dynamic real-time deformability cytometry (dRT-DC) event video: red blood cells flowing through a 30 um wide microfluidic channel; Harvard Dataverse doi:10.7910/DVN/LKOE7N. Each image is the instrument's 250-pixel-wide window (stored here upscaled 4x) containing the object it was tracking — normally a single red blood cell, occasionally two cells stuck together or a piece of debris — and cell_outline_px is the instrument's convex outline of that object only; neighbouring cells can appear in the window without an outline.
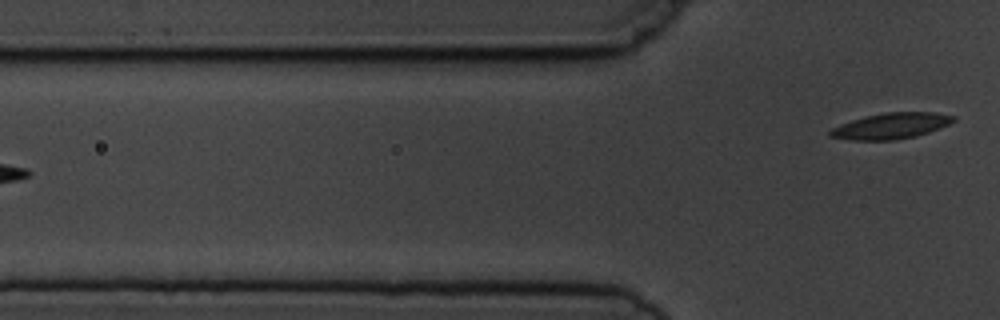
{"species": "common noctule bat (a hibernating species)", "species_latin": "Nyctalus noctula", "temperature_condition": "cold", "stored_images_in_passage": 6, "camera_frame_rate_fps": 3000, "um_per_image_px": 0.085, "animal": {"sex": "male", "body_mass_g": 19.5, "forearm_length_mm": 54.6}, "frame": {"image": 1, "passage_image": 6, "time_ms": 6.667, "image_size_px": [1000, 320], "cell_outline_px": [[956, 120], [940, 128], [916, 136], [896, 140], [852, 140], [828, 136], [828, 132], [832, 128], [852, 120], [884, 112], [936, 112], [956, 116]], "centroid_in_image_um": [75.77, 10.7], "position_along_channel_um": 50.0, "area_um2": 18.55}}